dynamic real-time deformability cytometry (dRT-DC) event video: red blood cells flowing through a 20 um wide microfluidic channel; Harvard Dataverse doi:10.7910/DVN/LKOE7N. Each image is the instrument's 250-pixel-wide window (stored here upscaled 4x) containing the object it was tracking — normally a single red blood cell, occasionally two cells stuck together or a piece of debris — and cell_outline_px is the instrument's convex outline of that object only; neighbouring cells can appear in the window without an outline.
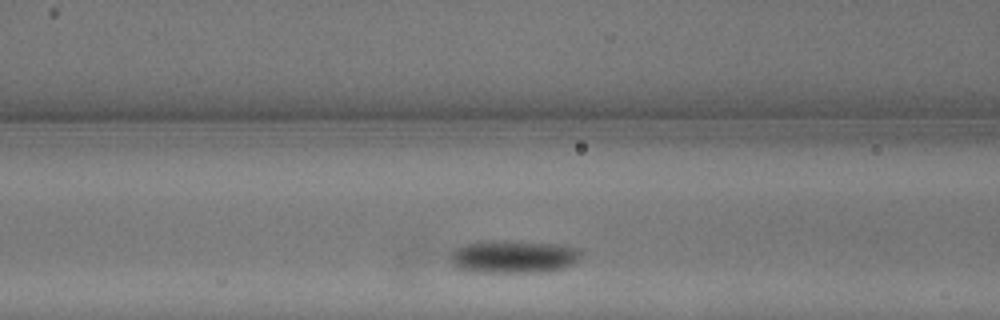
{"species": "common noctule bat (a hibernating species)", "species_latin": "Nyctalus noctula", "temperature_condition": "warm", "stored_images_in_passage": 14, "camera_frame_rate_fps": 3000, "um_per_image_px": 0.085, "animal": {"sex": "male", "body_mass_g": 13.3}, "frame": {"image": 1, "passage_image": 5, "time_ms": 1.333, "image_size_px": [1000, 320], "cell_outline_px": [[584, 252], [580, 260], [564, 268], [548, 272], [484, 272], [456, 268], [452, 264], [448, 256], [456, 248], [468, 244], [504, 240], [556, 244], [580, 248]], "centroid_in_image_um": [43.73, 21.83], "position_along_channel_um": 122.9, "area_um2": 25.09}}
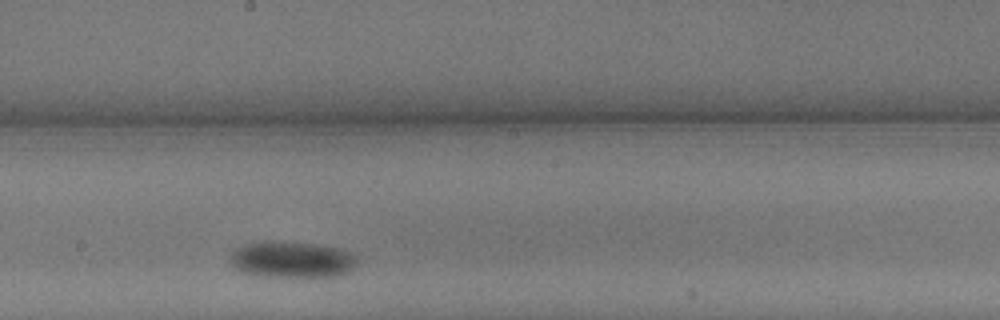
{"frame": {"image": 2, "passage_image": 9, "time_ms": 2.667, "image_size_px": [1000, 320], "cell_outline_px": [[356, 264], [348, 272], [336, 276], [260, 276], [240, 272], [228, 260], [228, 256], [232, 252], [244, 244], [312, 244], [340, 248], [356, 256]], "centroid_in_image_um": [24.81, 22.11], "position_along_channel_um": 223.4, "area_um2": 25.84}}
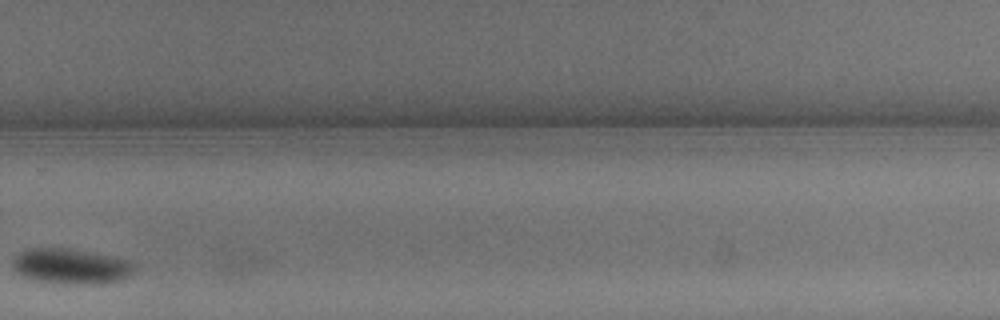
{"frame": {"image": 3, "passage_image": 13, "time_ms": 4.0, "image_size_px": [1000, 320], "cell_outline_px": [[132, 268], [128, 276], [120, 280], [100, 284], [92, 284], [36, 280], [24, 276], [16, 272], [12, 268], [12, 260], [16, 252], [24, 248], [68, 248], [112, 256], [132, 260]], "centroid_in_image_um": [5.96, 22.6], "position_along_channel_um": 323.8, "area_um2": 24.85}}